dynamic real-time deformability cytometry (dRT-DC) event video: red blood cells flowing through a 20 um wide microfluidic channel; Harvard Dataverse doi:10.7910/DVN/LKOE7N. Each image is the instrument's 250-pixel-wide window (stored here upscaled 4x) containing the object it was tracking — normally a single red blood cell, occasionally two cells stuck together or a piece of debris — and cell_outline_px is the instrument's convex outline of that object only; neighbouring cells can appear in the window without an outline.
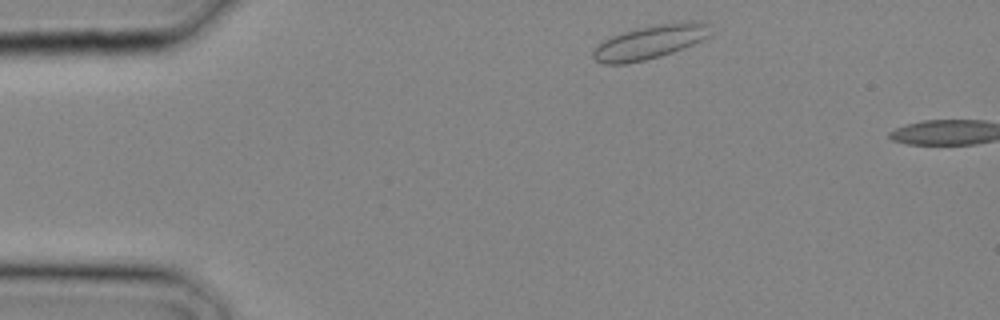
{"species": "common noctule bat (a hibernating species)", "species_latin": "Nyctalus noctula", "temperature_condition": "cold", "stored_images_in_passage": 2, "camera_frame_rate_fps": 3000, "um_per_image_px": 0.085, "animal": {"sex": "male", "body_mass_g": 20.4}, "frame": {"image": 1, "passage_image": 1, "time_ms": 0.0, "image_size_px": [1000, 320], "cell_outline_px": [[712, 36], [684, 48], [660, 56], [644, 60], [624, 64], [604, 64], [596, 60], [592, 56], [592, 52], [604, 40], [612, 36], [624, 32], [640, 28], [660, 24], [700, 20], [712, 24]], "centroid_in_image_um": [55.35, 3.56], "position_along_channel_um": 29.7, "area_um2": 23.06}}